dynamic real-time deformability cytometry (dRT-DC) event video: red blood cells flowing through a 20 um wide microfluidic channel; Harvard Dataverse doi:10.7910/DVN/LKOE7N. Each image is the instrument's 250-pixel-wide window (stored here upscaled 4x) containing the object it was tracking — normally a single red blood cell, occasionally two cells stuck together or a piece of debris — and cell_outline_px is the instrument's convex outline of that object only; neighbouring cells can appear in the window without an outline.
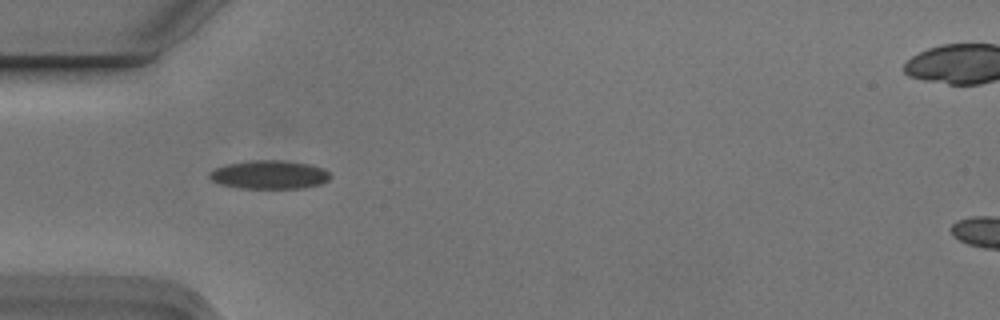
{"species": "Egyptian fruit bat (a non-hibernating species)", "species_latin": "Rousettus aegyptiacus", "temperature_condition": "cold", "stored_images_in_passage": 4, "camera_frame_rate_fps": 3000, "um_per_image_px": 0.085, "animal": {"sex": "male"}, "frame": {"image": 1, "passage_image": 3, "time_ms": 0.667, "image_size_px": [1000, 320], "cell_outline_px": [[332, 176], [328, 180], [320, 184], [304, 188], [240, 188], [220, 184], [212, 180], [208, 176], [208, 172], [216, 168], [228, 164], [252, 160], [284, 160], [308, 164], [324, 168]], "centroid_in_image_um": [22.91, 14.85], "position_along_channel_um": 62.1, "area_um2": 20.11}}
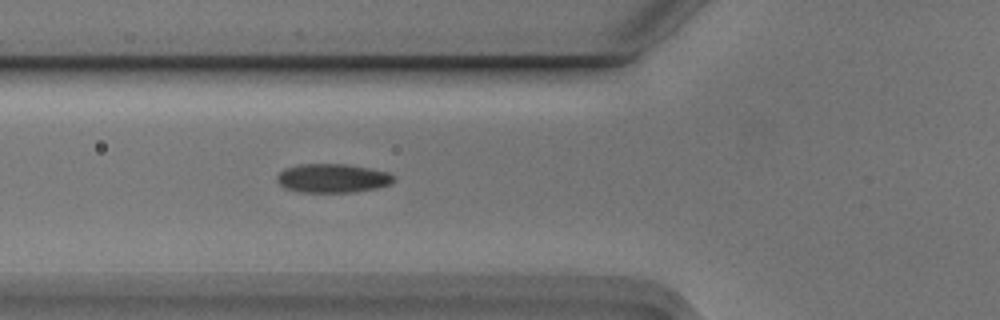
{"frame": {"image": 2, "passage_image": 4, "time_ms": 1.0, "image_size_px": [1000, 320], "cell_outline_px": [[396, 180], [392, 184], [376, 188], [352, 192], [300, 192], [284, 188], [276, 180], [276, 176], [284, 168], [300, 164], [348, 164], [388, 172], [396, 176]], "centroid_in_image_um": [28.28, 15.15], "position_along_channel_um": 97.5, "area_um2": 19.83}}